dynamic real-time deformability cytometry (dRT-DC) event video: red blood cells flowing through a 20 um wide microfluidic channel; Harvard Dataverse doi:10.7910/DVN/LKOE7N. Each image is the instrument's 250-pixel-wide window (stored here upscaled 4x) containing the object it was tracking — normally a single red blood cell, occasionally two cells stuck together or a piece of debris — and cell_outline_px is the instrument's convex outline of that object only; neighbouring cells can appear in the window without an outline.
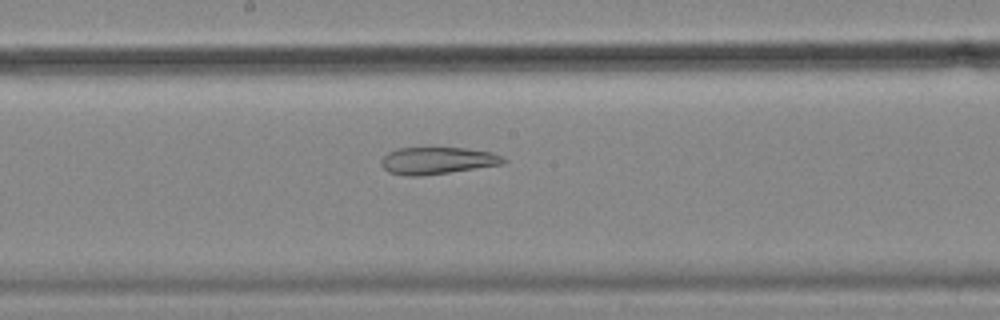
{"species": "common noctule bat (a hibernating species)", "species_latin": "Nyctalus noctula", "temperature_condition": "cold", "stored_images_in_passage": 47, "camera_frame_rate_fps": 3000, "um_per_image_px": 0.085, "animal": {"sex": "female", "body_mass_g": 18.4}, "frame": {"image": 1, "passage_image": 21, "time_ms": 6.667, "image_size_px": [1000, 320], "cell_outline_px": [[508, 160], [504, 164], [420, 176], [404, 176], [388, 172], [380, 164], [380, 160], [388, 152], [396, 148], [464, 148], [492, 152]], "centroid_in_image_um": [37.14, 13.65], "position_along_channel_um": 211.1, "area_um2": 19.25}}
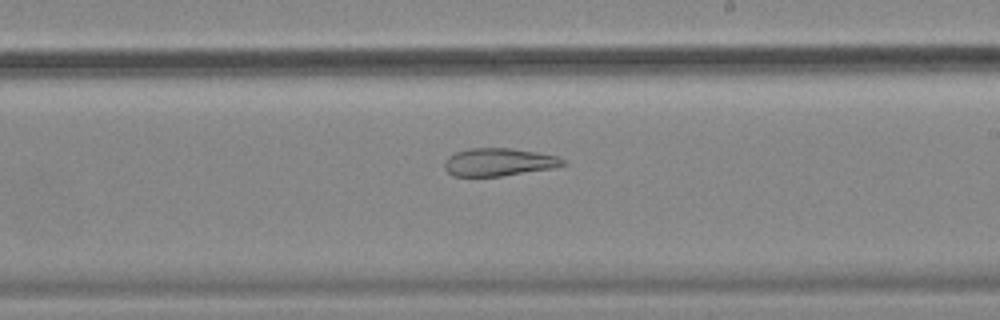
{"frame": {"image": 2, "passage_image": 24, "time_ms": 7.667, "image_size_px": [1000, 320], "cell_outline_px": [[568, 164], [552, 168], [500, 176], [452, 176], [444, 168], [444, 160], [448, 156], [456, 152], [468, 148], [508, 148], [536, 152], [556, 156], [564, 160]], "centroid_in_image_um": [42.35, 13.77], "position_along_channel_um": 246.6, "area_um2": 19.13}}
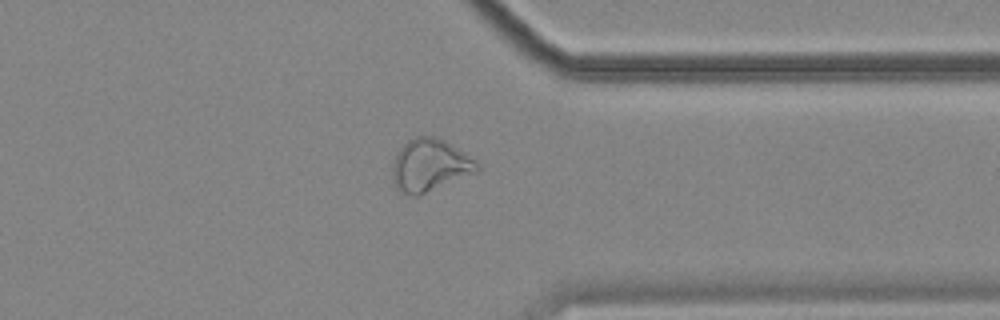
{"frame": {"image": 3, "passage_image": 35, "time_ms": 11.333, "image_size_px": [1000, 320], "cell_outline_px": [[480, 168], [476, 172], [416, 196], [412, 196], [396, 188], [392, 184], [392, 164], [396, 152], [408, 140], [416, 136], [432, 136], [444, 140], [476, 160], [480, 164]], "centroid_in_image_um": [36.5, 14.04], "position_along_channel_um": 374.9, "area_um2": 25.66}, "authors_computed_cell_mechanics": {"area_um2": 26.3568, "velocity_mm_per_s": 3.5858, "shape_relaxation_time_tau1_ms": null, "shape_relaxation_time_tau2_ms": 3.8059, "deformation_change_tau1": null, "deformation_change_tau2": 0.1224}}